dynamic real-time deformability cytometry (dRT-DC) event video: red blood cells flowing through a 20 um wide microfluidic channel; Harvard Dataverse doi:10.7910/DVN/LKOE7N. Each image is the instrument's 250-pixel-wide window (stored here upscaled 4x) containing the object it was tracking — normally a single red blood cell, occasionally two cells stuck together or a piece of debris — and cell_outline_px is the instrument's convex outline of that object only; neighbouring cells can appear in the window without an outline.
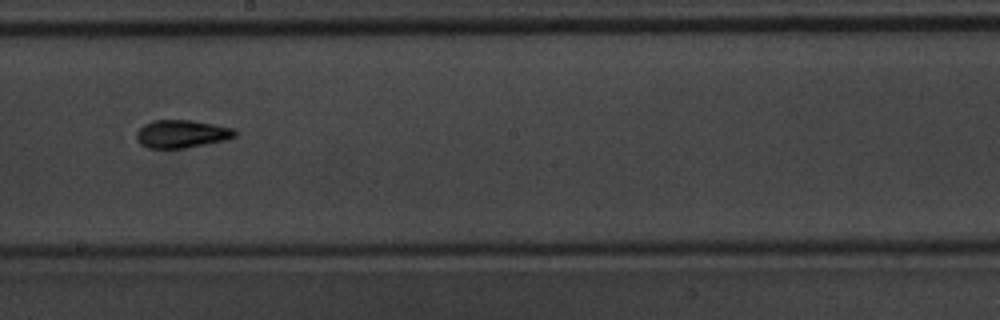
{"species": "common noctule bat (a hibernating species)", "species_latin": "Nyctalus noctula", "temperature_condition": "warm", "stored_images_in_passage": 33, "camera_frame_rate_fps": 3000, "um_per_image_px": 0.085, "animal": {"sex": "male", "body_mass_g": 20.1, "forearm_length_mm": 53.5}, "frame": {"image": 1, "passage_image": 15, "time_ms": 4.667, "image_size_px": [1000, 320], "cell_outline_px": [[240, 132], [236, 136], [224, 140], [184, 148], [148, 148], [140, 144], [136, 140], [136, 132], [144, 124], [152, 120], [192, 120], [232, 128]], "centroid_in_image_um": [15.42, 11.38], "position_along_channel_um": 232.8, "area_um2": 16.01}}